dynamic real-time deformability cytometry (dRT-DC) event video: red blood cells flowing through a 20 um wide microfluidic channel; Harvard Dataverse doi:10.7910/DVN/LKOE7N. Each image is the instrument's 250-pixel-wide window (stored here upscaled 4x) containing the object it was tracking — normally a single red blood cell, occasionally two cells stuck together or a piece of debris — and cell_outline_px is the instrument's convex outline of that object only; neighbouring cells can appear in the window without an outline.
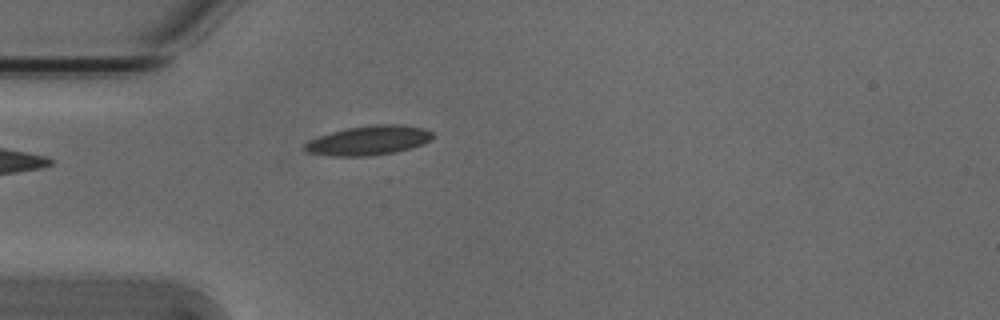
{"species": "Egyptian fruit bat (a non-hibernating species)", "species_latin": "Rousettus aegyptiacus", "temperature_condition": "cold", "stored_images_in_passage": 35, "camera_frame_rate_fps": 3000, "um_per_image_px": 0.085, "animal": {"sex": "male"}, "frame": {"image": 1, "passage_image": 1, "time_ms": 0.0, "image_size_px": [1000, 320], "cell_outline_px": [[432, 136], [424, 144], [412, 148], [396, 152], [372, 156], [332, 156], [308, 152], [304, 148], [304, 144], [320, 136], [344, 128], [368, 124], [400, 124], [424, 128], [432, 132]], "centroid_in_image_um": [31.37, 11.93], "position_along_channel_um": 53.6, "area_um2": 21.96}}
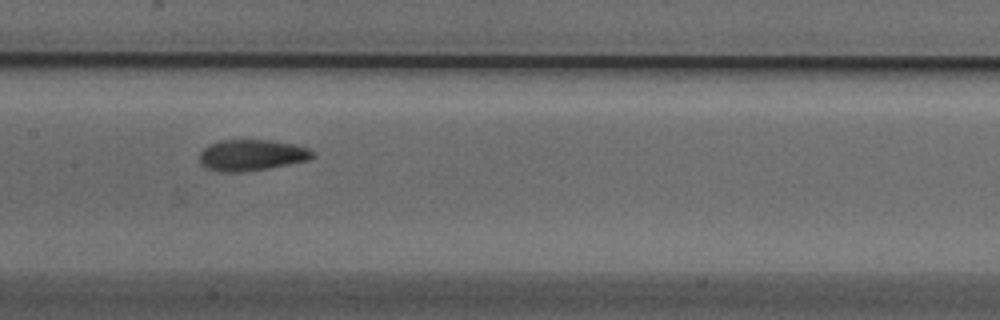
{"frame": {"image": 2, "passage_image": 12, "time_ms": 3.667, "image_size_px": [1000, 320], "cell_outline_px": [[316, 156], [308, 160], [268, 168], [240, 172], [220, 172], [208, 168], [200, 164], [200, 152], [208, 144], [220, 140], [272, 140], [292, 144], [308, 148]], "centroid_in_image_um": [21.36, 13.18], "position_along_channel_um": 186.0, "area_um2": 20.46}}
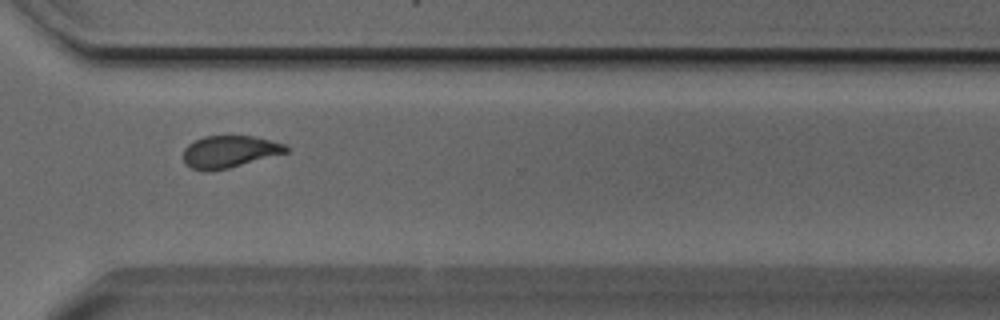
{"frame": {"image": 3, "passage_image": 25, "time_ms": 8.0, "image_size_px": [1000, 320], "cell_outline_px": [[288, 152], [228, 168], [212, 172], [204, 172], [192, 168], [184, 164], [184, 148], [188, 144], [204, 136], [252, 136], [284, 144], [288, 148]], "centroid_in_image_um": [19.45, 12.91], "position_along_channel_um": 351.1, "area_um2": 19.13}, "authors_computed_cell_mechanics": {"area_um2": 20.1722, "velocity_mm_per_s": 3.8152, "shape_relaxation_time_tau1_ms": 3.2623, "shape_relaxation_time_tau2_ms": 2.3885, "deformation_change_tau1": 0.1113, "deformation_change_tau2": 0.0775}}